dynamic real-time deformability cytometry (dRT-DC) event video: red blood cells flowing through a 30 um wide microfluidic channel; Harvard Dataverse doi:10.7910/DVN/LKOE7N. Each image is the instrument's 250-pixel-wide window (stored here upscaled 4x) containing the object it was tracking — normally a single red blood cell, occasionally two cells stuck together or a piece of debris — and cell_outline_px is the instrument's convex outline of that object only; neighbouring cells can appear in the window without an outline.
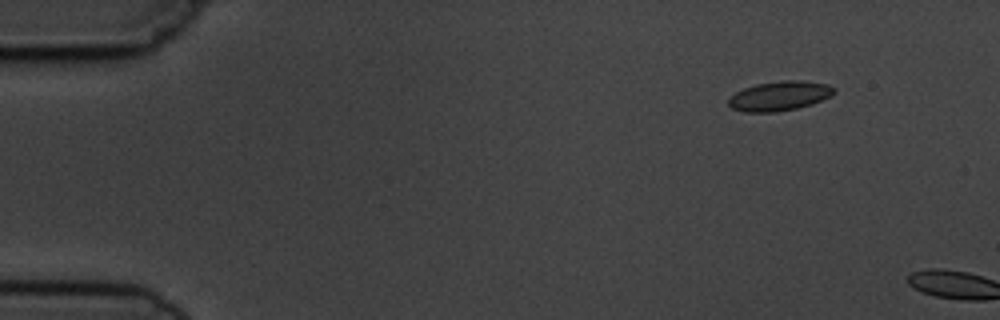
{"species": "common noctule bat (a hibernating species)", "species_latin": "Nyctalus noctula", "temperature_condition": "cold", "stored_images_in_passage": 2, "camera_frame_rate_fps": 3000, "um_per_image_px": 0.085, "animal": {"sex": "male", "body_mass_g": 19.5, "forearm_length_mm": 54.6}, "frame": {"image": 1, "passage_image": 1, "time_ms": 0.0, "image_size_px": [1000, 320], "cell_outline_px": [[836, 92], [812, 104], [796, 108], [776, 112], [744, 112], [732, 108], [728, 104], [728, 100], [736, 92], [744, 88], [756, 84], [788, 80], [800, 80], [828, 84], [836, 88]], "centroid_in_image_um": [66.26, 8.15], "position_along_channel_um": 18.7, "area_um2": 17.98}}